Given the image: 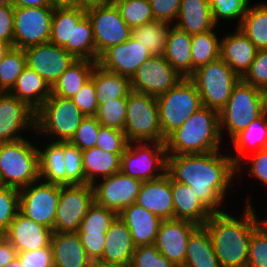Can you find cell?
I'll return each mask as SVG.
<instances>
[{
  "label": "cell",
  "mask_w": 267,
  "mask_h": 267,
  "mask_svg": "<svg viewBox=\"0 0 267 267\" xmlns=\"http://www.w3.org/2000/svg\"><path fill=\"white\" fill-rule=\"evenodd\" d=\"M166 173L173 181L193 189L197 198L214 214L225 212L222 203L234 186L237 166L220 150L203 154L167 155ZM222 209V210H221Z\"/></svg>",
  "instance_id": "obj_1"
},
{
  "label": "cell",
  "mask_w": 267,
  "mask_h": 267,
  "mask_svg": "<svg viewBox=\"0 0 267 267\" xmlns=\"http://www.w3.org/2000/svg\"><path fill=\"white\" fill-rule=\"evenodd\" d=\"M251 204L247 198L239 219L227 212L214 213L204 224L221 267H247L251 234L264 221H258Z\"/></svg>",
  "instance_id": "obj_2"
},
{
  "label": "cell",
  "mask_w": 267,
  "mask_h": 267,
  "mask_svg": "<svg viewBox=\"0 0 267 267\" xmlns=\"http://www.w3.org/2000/svg\"><path fill=\"white\" fill-rule=\"evenodd\" d=\"M219 112L202 106L165 141L167 155L203 154L221 149Z\"/></svg>",
  "instance_id": "obj_3"
},
{
  "label": "cell",
  "mask_w": 267,
  "mask_h": 267,
  "mask_svg": "<svg viewBox=\"0 0 267 267\" xmlns=\"http://www.w3.org/2000/svg\"><path fill=\"white\" fill-rule=\"evenodd\" d=\"M39 177L38 148L26 138L0 142V184L20 190Z\"/></svg>",
  "instance_id": "obj_4"
},
{
  "label": "cell",
  "mask_w": 267,
  "mask_h": 267,
  "mask_svg": "<svg viewBox=\"0 0 267 267\" xmlns=\"http://www.w3.org/2000/svg\"><path fill=\"white\" fill-rule=\"evenodd\" d=\"M267 110V93L242 79L234 86L226 105L219 112L220 133L231 139Z\"/></svg>",
  "instance_id": "obj_5"
},
{
  "label": "cell",
  "mask_w": 267,
  "mask_h": 267,
  "mask_svg": "<svg viewBox=\"0 0 267 267\" xmlns=\"http://www.w3.org/2000/svg\"><path fill=\"white\" fill-rule=\"evenodd\" d=\"M85 115L69 98L51 96L36 111V137H52L53 142H69Z\"/></svg>",
  "instance_id": "obj_6"
},
{
  "label": "cell",
  "mask_w": 267,
  "mask_h": 267,
  "mask_svg": "<svg viewBox=\"0 0 267 267\" xmlns=\"http://www.w3.org/2000/svg\"><path fill=\"white\" fill-rule=\"evenodd\" d=\"M162 134L167 138L185 120L202 107L194 82L185 77L173 88L156 97Z\"/></svg>",
  "instance_id": "obj_7"
},
{
  "label": "cell",
  "mask_w": 267,
  "mask_h": 267,
  "mask_svg": "<svg viewBox=\"0 0 267 267\" xmlns=\"http://www.w3.org/2000/svg\"><path fill=\"white\" fill-rule=\"evenodd\" d=\"M197 87L202 106L218 112L228 102L241 78L221 58L197 68L189 77Z\"/></svg>",
  "instance_id": "obj_8"
},
{
  "label": "cell",
  "mask_w": 267,
  "mask_h": 267,
  "mask_svg": "<svg viewBox=\"0 0 267 267\" xmlns=\"http://www.w3.org/2000/svg\"><path fill=\"white\" fill-rule=\"evenodd\" d=\"M124 133L128 142H165L156 97L132 91L128 96Z\"/></svg>",
  "instance_id": "obj_9"
},
{
  "label": "cell",
  "mask_w": 267,
  "mask_h": 267,
  "mask_svg": "<svg viewBox=\"0 0 267 267\" xmlns=\"http://www.w3.org/2000/svg\"><path fill=\"white\" fill-rule=\"evenodd\" d=\"M166 168L165 142H130L121 156L120 171L142 182L163 176Z\"/></svg>",
  "instance_id": "obj_10"
},
{
  "label": "cell",
  "mask_w": 267,
  "mask_h": 267,
  "mask_svg": "<svg viewBox=\"0 0 267 267\" xmlns=\"http://www.w3.org/2000/svg\"><path fill=\"white\" fill-rule=\"evenodd\" d=\"M94 202L93 185H60L53 232H77Z\"/></svg>",
  "instance_id": "obj_11"
},
{
  "label": "cell",
  "mask_w": 267,
  "mask_h": 267,
  "mask_svg": "<svg viewBox=\"0 0 267 267\" xmlns=\"http://www.w3.org/2000/svg\"><path fill=\"white\" fill-rule=\"evenodd\" d=\"M55 6L14 7V47L26 49L50 40Z\"/></svg>",
  "instance_id": "obj_12"
},
{
  "label": "cell",
  "mask_w": 267,
  "mask_h": 267,
  "mask_svg": "<svg viewBox=\"0 0 267 267\" xmlns=\"http://www.w3.org/2000/svg\"><path fill=\"white\" fill-rule=\"evenodd\" d=\"M59 196V184L39 179L19 190L18 211L53 231Z\"/></svg>",
  "instance_id": "obj_13"
},
{
  "label": "cell",
  "mask_w": 267,
  "mask_h": 267,
  "mask_svg": "<svg viewBox=\"0 0 267 267\" xmlns=\"http://www.w3.org/2000/svg\"><path fill=\"white\" fill-rule=\"evenodd\" d=\"M86 15L92 25L96 62L106 49L125 42L132 35V29L122 19L115 4L88 8Z\"/></svg>",
  "instance_id": "obj_14"
},
{
  "label": "cell",
  "mask_w": 267,
  "mask_h": 267,
  "mask_svg": "<svg viewBox=\"0 0 267 267\" xmlns=\"http://www.w3.org/2000/svg\"><path fill=\"white\" fill-rule=\"evenodd\" d=\"M182 79L163 55H152L138 68L130 81L132 91L157 97Z\"/></svg>",
  "instance_id": "obj_15"
},
{
  "label": "cell",
  "mask_w": 267,
  "mask_h": 267,
  "mask_svg": "<svg viewBox=\"0 0 267 267\" xmlns=\"http://www.w3.org/2000/svg\"><path fill=\"white\" fill-rule=\"evenodd\" d=\"M141 184V180L125 175L121 171L96 180L93 184L95 203L119 214L125 207L136 203Z\"/></svg>",
  "instance_id": "obj_16"
},
{
  "label": "cell",
  "mask_w": 267,
  "mask_h": 267,
  "mask_svg": "<svg viewBox=\"0 0 267 267\" xmlns=\"http://www.w3.org/2000/svg\"><path fill=\"white\" fill-rule=\"evenodd\" d=\"M27 66L37 72L52 88L65 70L77 59L63 47L51 42L24 49Z\"/></svg>",
  "instance_id": "obj_17"
},
{
  "label": "cell",
  "mask_w": 267,
  "mask_h": 267,
  "mask_svg": "<svg viewBox=\"0 0 267 267\" xmlns=\"http://www.w3.org/2000/svg\"><path fill=\"white\" fill-rule=\"evenodd\" d=\"M33 129L36 131V111L9 92H0V142L23 139L21 133Z\"/></svg>",
  "instance_id": "obj_18"
},
{
  "label": "cell",
  "mask_w": 267,
  "mask_h": 267,
  "mask_svg": "<svg viewBox=\"0 0 267 267\" xmlns=\"http://www.w3.org/2000/svg\"><path fill=\"white\" fill-rule=\"evenodd\" d=\"M151 56L146 46L131 35L125 42L106 49L99 56L97 64L108 71L131 79Z\"/></svg>",
  "instance_id": "obj_19"
},
{
  "label": "cell",
  "mask_w": 267,
  "mask_h": 267,
  "mask_svg": "<svg viewBox=\"0 0 267 267\" xmlns=\"http://www.w3.org/2000/svg\"><path fill=\"white\" fill-rule=\"evenodd\" d=\"M198 227L195 223L180 219L162 220L154 245L159 252L177 267L183 266L188 239Z\"/></svg>",
  "instance_id": "obj_20"
},
{
  "label": "cell",
  "mask_w": 267,
  "mask_h": 267,
  "mask_svg": "<svg viewBox=\"0 0 267 267\" xmlns=\"http://www.w3.org/2000/svg\"><path fill=\"white\" fill-rule=\"evenodd\" d=\"M52 233V229L38 224L18 211L3 236L19 253L49 247Z\"/></svg>",
  "instance_id": "obj_21"
},
{
  "label": "cell",
  "mask_w": 267,
  "mask_h": 267,
  "mask_svg": "<svg viewBox=\"0 0 267 267\" xmlns=\"http://www.w3.org/2000/svg\"><path fill=\"white\" fill-rule=\"evenodd\" d=\"M136 204L155 214L161 220L174 219L170 176L165 173L157 179L143 181Z\"/></svg>",
  "instance_id": "obj_22"
},
{
  "label": "cell",
  "mask_w": 267,
  "mask_h": 267,
  "mask_svg": "<svg viewBox=\"0 0 267 267\" xmlns=\"http://www.w3.org/2000/svg\"><path fill=\"white\" fill-rule=\"evenodd\" d=\"M256 46L236 27L220 40V58L242 78L256 57Z\"/></svg>",
  "instance_id": "obj_23"
},
{
  "label": "cell",
  "mask_w": 267,
  "mask_h": 267,
  "mask_svg": "<svg viewBox=\"0 0 267 267\" xmlns=\"http://www.w3.org/2000/svg\"><path fill=\"white\" fill-rule=\"evenodd\" d=\"M136 246L126 223L117 216L106 232L101 261L129 267Z\"/></svg>",
  "instance_id": "obj_24"
},
{
  "label": "cell",
  "mask_w": 267,
  "mask_h": 267,
  "mask_svg": "<svg viewBox=\"0 0 267 267\" xmlns=\"http://www.w3.org/2000/svg\"><path fill=\"white\" fill-rule=\"evenodd\" d=\"M118 216L128 226L136 247L154 244L162 221L158 216L136 203L125 207Z\"/></svg>",
  "instance_id": "obj_25"
},
{
  "label": "cell",
  "mask_w": 267,
  "mask_h": 267,
  "mask_svg": "<svg viewBox=\"0 0 267 267\" xmlns=\"http://www.w3.org/2000/svg\"><path fill=\"white\" fill-rule=\"evenodd\" d=\"M51 246L54 267H88L91 262L77 232H53Z\"/></svg>",
  "instance_id": "obj_26"
},
{
  "label": "cell",
  "mask_w": 267,
  "mask_h": 267,
  "mask_svg": "<svg viewBox=\"0 0 267 267\" xmlns=\"http://www.w3.org/2000/svg\"><path fill=\"white\" fill-rule=\"evenodd\" d=\"M174 219L203 226L213 214L196 196L190 186L171 179Z\"/></svg>",
  "instance_id": "obj_27"
},
{
  "label": "cell",
  "mask_w": 267,
  "mask_h": 267,
  "mask_svg": "<svg viewBox=\"0 0 267 267\" xmlns=\"http://www.w3.org/2000/svg\"><path fill=\"white\" fill-rule=\"evenodd\" d=\"M163 56L183 78L190 77L192 35L174 24L170 25Z\"/></svg>",
  "instance_id": "obj_28"
},
{
  "label": "cell",
  "mask_w": 267,
  "mask_h": 267,
  "mask_svg": "<svg viewBox=\"0 0 267 267\" xmlns=\"http://www.w3.org/2000/svg\"><path fill=\"white\" fill-rule=\"evenodd\" d=\"M174 25L189 35L216 28L217 25L212 19L210 0H182L179 15Z\"/></svg>",
  "instance_id": "obj_29"
},
{
  "label": "cell",
  "mask_w": 267,
  "mask_h": 267,
  "mask_svg": "<svg viewBox=\"0 0 267 267\" xmlns=\"http://www.w3.org/2000/svg\"><path fill=\"white\" fill-rule=\"evenodd\" d=\"M9 93L37 111L51 96V87L37 72L26 66Z\"/></svg>",
  "instance_id": "obj_30"
},
{
  "label": "cell",
  "mask_w": 267,
  "mask_h": 267,
  "mask_svg": "<svg viewBox=\"0 0 267 267\" xmlns=\"http://www.w3.org/2000/svg\"><path fill=\"white\" fill-rule=\"evenodd\" d=\"M85 15L86 9L79 5L55 6L49 42L72 54L73 25H77Z\"/></svg>",
  "instance_id": "obj_31"
},
{
  "label": "cell",
  "mask_w": 267,
  "mask_h": 267,
  "mask_svg": "<svg viewBox=\"0 0 267 267\" xmlns=\"http://www.w3.org/2000/svg\"><path fill=\"white\" fill-rule=\"evenodd\" d=\"M231 140L236 151L235 154H230V156L236 166L247 157L246 150L252 149L254 153L267 148V110Z\"/></svg>",
  "instance_id": "obj_32"
},
{
  "label": "cell",
  "mask_w": 267,
  "mask_h": 267,
  "mask_svg": "<svg viewBox=\"0 0 267 267\" xmlns=\"http://www.w3.org/2000/svg\"><path fill=\"white\" fill-rule=\"evenodd\" d=\"M97 147L82 151L85 184L93 185L96 179L109 177L120 171L121 156Z\"/></svg>",
  "instance_id": "obj_33"
},
{
  "label": "cell",
  "mask_w": 267,
  "mask_h": 267,
  "mask_svg": "<svg viewBox=\"0 0 267 267\" xmlns=\"http://www.w3.org/2000/svg\"><path fill=\"white\" fill-rule=\"evenodd\" d=\"M90 79L94 82L98 105L116 98L128 97L132 92L130 78L108 71L97 63Z\"/></svg>",
  "instance_id": "obj_34"
},
{
  "label": "cell",
  "mask_w": 267,
  "mask_h": 267,
  "mask_svg": "<svg viewBox=\"0 0 267 267\" xmlns=\"http://www.w3.org/2000/svg\"><path fill=\"white\" fill-rule=\"evenodd\" d=\"M182 267H221L207 228L198 226L190 235Z\"/></svg>",
  "instance_id": "obj_35"
},
{
  "label": "cell",
  "mask_w": 267,
  "mask_h": 267,
  "mask_svg": "<svg viewBox=\"0 0 267 267\" xmlns=\"http://www.w3.org/2000/svg\"><path fill=\"white\" fill-rule=\"evenodd\" d=\"M43 149L41 150L38 147L40 180L48 183L66 185L64 142L51 141Z\"/></svg>",
  "instance_id": "obj_36"
},
{
  "label": "cell",
  "mask_w": 267,
  "mask_h": 267,
  "mask_svg": "<svg viewBox=\"0 0 267 267\" xmlns=\"http://www.w3.org/2000/svg\"><path fill=\"white\" fill-rule=\"evenodd\" d=\"M96 61L77 59L59 77L51 88V93L64 98H73L76 93L90 80Z\"/></svg>",
  "instance_id": "obj_37"
},
{
  "label": "cell",
  "mask_w": 267,
  "mask_h": 267,
  "mask_svg": "<svg viewBox=\"0 0 267 267\" xmlns=\"http://www.w3.org/2000/svg\"><path fill=\"white\" fill-rule=\"evenodd\" d=\"M258 50L267 49V2L248 7L237 27Z\"/></svg>",
  "instance_id": "obj_38"
},
{
  "label": "cell",
  "mask_w": 267,
  "mask_h": 267,
  "mask_svg": "<svg viewBox=\"0 0 267 267\" xmlns=\"http://www.w3.org/2000/svg\"><path fill=\"white\" fill-rule=\"evenodd\" d=\"M214 29L192 35L191 75L209 62L220 58V38Z\"/></svg>",
  "instance_id": "obj_39"
},
{
  "label": "cell",
  "mask_w": 267,
  "mask_h": 267,
  "mask_svg": "<svg viewBox=\"0 0 267 267\" xmlns=\"http://www.w3.org/2000/svg\"><path fill=\"white\" fill-rule=\"evenodd\" d=\"M169 26L168 22L153 20L134 27L132 36L146 46L151 55H163Z\"/></svg>",
  "instance_id": "obj_40"
},
{
  "label": "cell",
  "mask_w": 267,
  "mask_h": 267,
  "mask_svg": "<svg viewBox=\"0 0 267 267\" xmlns=\"http://www.w3.org/2000/svg\"><path fill=\"white\" fill-rule=\"evenodd\" d=\"M26 66L24 49L9 47L0 60V92H10Z\"/></svg>",
  "instance_id": "obj_41"
},
{
  "label": "cell",
  "mask_w": 267,
  "mask_h": 267,
  "mask_svg": "<svg viewBox=\"0 0 267 267\" xmlns=\"http://www.w3.org/2000/svg\"><path fill=\"white\" fill-rule=\"evenodd\" d=\"M72 55L76 59L96 61L93 30L87 15H85L77 25H73Z\"/></svg>",
  "instance_id": "obj_42"
},
{
  "label": "cell",
  "mask_w": 267,
  "mask_h": 267,
  "mask_svg": "<svg viewBox=\"0 0 267 267\" xmlns=\"http://www.w3.org/2000/svg\"><path fill=\"white\" fill-rule=\"evenodd\" d=\"M114 4L131 29L154 20L149 0H114Z\"/></svg>",
  "instance_id": "obj_43"
},
{
  "label": "cell",
  "mask_w": 267,
  "mask_h": 267,
  "mask_svg": "<svg viewBox=\"0 0 267 267\" xmlns=\"http://www.w3.org/2000/svg\"><path fill=\"white\" fill-rule=\"evenodd\" d=\"M127 102L128 97L105 101L98 105L94 116L101 125L124 131Z\"/></svg>",
  "instance_id": "obj_44"
},
{
  "label": "cell",
  "mask_w": 267,
  "mask_h": 267,
  "mask_svg": "<svg viewBox=\"0 0 267 267\" xmlns=\"http://www.w3.org/2000/svg\"><path fill=\"white\" fill-rule=\"evenodd\" d=\"M117 216L115 211L99 206L94 202L80 223L77 232L106 233Z\"/></svg>",
  "instance_id": "obj_45"
},
{
  "label": "cell",
  "mask_w": 267,
  "mask_h": 267,
  "mask_svg": "<svg viewBox=\"0 0 267 267\" xmlns=\"http://www.w3.org/2000/svg\"><path fill=\"white\" fill-rule=\"evenodd\" d=\"M250 0H210L213 22L218 25L219 20H235L238 27L246 14Z\"/></svg>",
  "instance_id": "obj_46"
},
{
  "label": "cell",
  "mask_w": 267,
  "mask_h": 267,
  "mask_svg": "<svg viewBox=\"0 0 267 267\" xmlns=\"http://www.w3.org/2000/svg\"><path fill=\"white\" fill-rule=\"evenodd\" d=\"M247 267H267V218L251 234Z\"/></svg>",
  "instance_id": "obj_47"
},
{
  "label": "cell",
  "mask_w": 267,
  "mask_h": 267,
  "mask_svg": "<svg viewBox=\"0 0 267 267\" xmlns=\"http://www.w3.org/2000/svg\"><path fill=\"white\" fill-rule=\"evenodd\" d=\"M66 185L85 184L82 151L70 142H64Z\"/></svg>",
  "instance_id": "obj_48"
},
{
  "label": "cell",
  "mask_w": 267,
  "mask_h": 267,
  "mask_svg": "<svg viewBox=\"0 0 267 267\" xmlns=\"http://www.w3.org/2000/svg\"><path fill=\"white\" fill-rule=\"evenodd\" d=\"M129 267H177L154 244L135 248Z\"/></svg>",
  "instance_id": "obj_49"
},
{
  "label": "cell",
  "mask_w": 267,
  "mask_h": 267,
  "mask_svg": "<svg viewBox=\"0 0 267 267\" xmlns=\"http://www.w3.org/2000/svg\"><path fill=\"white\" fill-rule=\"evenodd\" d=\"M19 210V190L0 184V233L3 235Z\"/></svg>",
  "instance_id": "obj_50"
},
{
  "label": "cell",
  "mask_w": 267,
  "mask_h": 267,
  "mask_svg": "<svg viewBox=\"0 0 267 267\" xmlns=\"http://www.w3.org/2000/svg\"><path fill=\"white\" fill-rule=\"evenodd\" d=\"M128 143L124 131L100 125L95 147L110 153L123 154Z\"/></svg>",
  "instance_id": "obj_51"
},
{
  "label": "cell",
  "mask_w": 267,
  "mask_h": 267,
  "mask_svg": "<svg viewBox=\"0 0 267 267\" xmlns=\"http://www.w3.org/2000/svg\"><path fill=\"white\" fill-rule=\"evenodd\" d=\"M100 125L95 116H85L69 142L81 151L95 147Z\"/></svg>",
  "instance_id": "obj_52"
},
{
  "label": "cell",
  "mask_w": 267,
  "mask_h": 267,
  "mask_svg": "<svg viewBox=\"0 0 267 267\" xmlns=\"http://www.w3.org/2000/svg\"><path fill=\"white\" fill-rule=\"evenodd\" d=\"M241 79L267 93V49L257 51L249 70Z\"/></svg>",
  "instance_id": "obj_53"
},
{
  "label": "cell",
  "mask_w": 267,
  "mask_h": 267,
  "mask_svg": "<svg viewBox=\"0 0 267 267\" xmlns=\"http://www.w3.org/2000/svg\"><path fill=\"white\" fill-rule=\"evenodd\" d=\"M71 100L85 116H94L98 107L94 82L90 79Z\"/></svg>",
  "instance_id": "obj_54"
},
{
  "label": "cell",
  "mask_w": 267,
  "mask_h": 267,
  "mask_svg": "<svg viewBox=\"0 0 267 267\" xmlns=\"http://www.w3.org/2000/svg\"><path fill=\"white\" fill-rule=\"evenodd\" d=\"M182 0H149L154 20L165 21L170 25L177 20ZM174 20V21H173Z\"/></svg>",
  "instance_id": "obj_55"
},
{
  "label": "cell",
  "mask_w": 267,
  "mask_h": 267,
  "mask_svg": "<svg viewBox=\"0 0 267 267\" xmlns=\"http://www.w3.org/2000/svg\"><path fill=\"white\" fill-rule=\"evenodd\" d=\"M24 267H54L52 246L17 253Z\"/></svg>",
  "instance_id": "obj_56"
},
{
  "label": "cell",
  "mask_w": 267,
  "mask_h": 267,
  "mask_svg": "<svg viewBox=\"0 0 267 267\" xmlns=\"http://www.w3.org/2000/svg\"><path fill=\"white\" fill-rule=\"evenodd\" d=\"M244 158L241 163L237 166V172L244 166L243 164L246 162L247 165H250L249 169V177H255L258 179L261 184L267 186V148L261 149L258 152H254L252 154L251 159ZM251 162V163H249Z\"/></svg>",
  "instance_id": "obj_57"
},
{
  "label": "cell",
  "mask_w": 267,
  "mask_h": 267,
  "mask_svg": "<svg viewBox=\"0 0 267 267\" xmlns=\"http://www.w3.org/2000/svg\"><path fill=\"white\" fill-rule=\"evenodd\" d=\"M80 241L91 260H99L104 252L106 233L77 232Z\"/></svg>",
  "instance_id": "obj_58"
},
{
  "label": "cell",
  "mask_w": 267,
  "mask_h": 267,
  "mask_svg": "<svg viewBox=\"0 0 267 267\" xmlns=\"http://www.w3.org/2000/svg\"><path fill=\"white\" fill-rule=\"evenodd\" d=\"M0 42L14 47V6L0 3Z\"/></svg>",
  "instance_id": "obj_59"
},
{
  "label": "cell",
  "mask_w": 267,
  "mask_h": 267,
  "mask_svg": "<svg viewBox=\"0 0 267 267\" xmlns=\"http://www.w3.org/2000/svg\"><path fill=\"white\" fill-rule=\"evenodd\" d=\"M17 256L15 247L4 237L0 238V267L8 264Z\"/></svg>",
  "instance_id": "obj_60"
},
{
  "label": "cell",
  "mask_w": 267,
  "mask_h": 267,
  "mask_svg": "<svg viewBox=\"0 0 267 267\" xmlns=\"http://www.w3.org/2000/svg\"><path fill=\"white\" fill-rule=\"evenodd\" d=\"M10 3L14 7L55 6L52 0H11Z\"/></svg>",
  "instance_id": "obj_61"
},
{
  "label": "cell",
  "mask_w": 267,
  "mask_h": 267,
  "mask_svg": "<svg viewBox=\"0 0 267 267\" xmlns=\"http://www.w3.org/2000/svg\"><path fill=\"white\" fill-rule=\"evenodd\" d=\"M114 4V0H79V6L88 9L95 6H106Z\"/></svg>",
  "instance_id": "obj_62"
},
{
  "label": "cell",
  "mask_w": 267,
  "mask_h": 267,
  "mask_svg": "<svg viewBox=\"0 0 267 267\" xmlns=\"http://www.w3.org/2000/svg\"><path fill=\"white\" fill-rule=\"evenodd\" d=\"M88 267H124V266L107 263L101 260H91Z\"/></svg>",
  "instance_id": "obj_63"
},
{
  "label": "cell",
  "mask_w": 267,
  "mask_h": 267,
  "mask_svg": "<svg viewBox=\"0 0 267 267\" xmlns=\"http://www.w3.org/2000/svg\"><path fill=\"white\" fill-rule=\"evenodd\" d=\"M55 6L79 5V0H52Z\"/></svg>",
  "instance_id": "obj_64"
},
{
  "label": "cell",
  "mask_w": 267,
  "mask_h": 267,
  "mask_svg": "<svg viewBox=\"0 0 267 267\" xmlns=\"http://www.w3.org/2000/svg\"><path fill=\"white\" fill-rule=\"evenodd\" d=\"M3 267H24V265L21 263L20 259L16 256L12 261L4 265Z\"/></svg>",
  "instance_id": "obj_65"
},
{
  "label": "cell",
  "mask_w": 267,
  "mask_h": 267,
  "mask_svg": "<svg viewBox=\"0 0 267 267\" xmlns=\"http://www.w3.org/2000/svg\"><path fill=\"white\" fill-rule=\"evenodd\" d=\"M9 47L10 46L8 44L0 42V60L2 59L5 52L9 49Z\"/></svg>",
  "instance_id": "obj_66"
},
{
  "label": "cell",
  "mask_w": 267,
  "mask_h": 267,
  "mask_svg": "<svg viewBox=\"0 0 267 267\" xmlns=\"http://www.w3.org/2000/svg\"><path fill=\"white\" fill-rule=\"evenodd\" d=\"M11 0H0V3H10Z\"/></svg>",
  "instance_id": "obj_67"
}]
</instances>
